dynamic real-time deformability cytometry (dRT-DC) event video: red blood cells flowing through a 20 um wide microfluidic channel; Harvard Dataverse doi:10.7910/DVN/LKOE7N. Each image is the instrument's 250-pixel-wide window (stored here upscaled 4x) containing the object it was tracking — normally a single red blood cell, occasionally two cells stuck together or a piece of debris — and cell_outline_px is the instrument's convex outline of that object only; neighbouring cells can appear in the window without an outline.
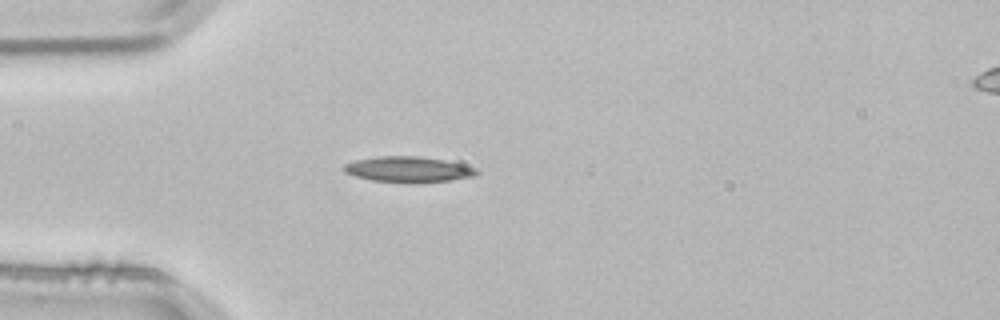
{"species": "common noctule bat (a hibernating species)", "species_latin": "Nyctalus noctula", "temperature_condition": "room temperature", "stored_images_in_passage": 2, "segment_of_instrument_passage": [1, 2], "camera_frame_rate_fps": 3000, "um_per_image_px": 0.085, "animal": {"sex": "male", "body_mass_g": 21.5, "forearm_length_mm": 52.0}, "frame": {"image": 1, "passage_image": 1, "time_ms": 0.0, "image_size_px": [1000, 320], "cell_outline_px": [[480, 172], [476, 176], [452, 180], [420, 184], [404, 184], [372, 180], [356, 176], [344, 172], [344, 164], [356, 160], [376, 156], [420, 156], [444, 160], [476, 168]], "centroid_in_image_um": [34.73, 14.42], "position_along_channel_um": 50.3, "area_um2": 20.29}}